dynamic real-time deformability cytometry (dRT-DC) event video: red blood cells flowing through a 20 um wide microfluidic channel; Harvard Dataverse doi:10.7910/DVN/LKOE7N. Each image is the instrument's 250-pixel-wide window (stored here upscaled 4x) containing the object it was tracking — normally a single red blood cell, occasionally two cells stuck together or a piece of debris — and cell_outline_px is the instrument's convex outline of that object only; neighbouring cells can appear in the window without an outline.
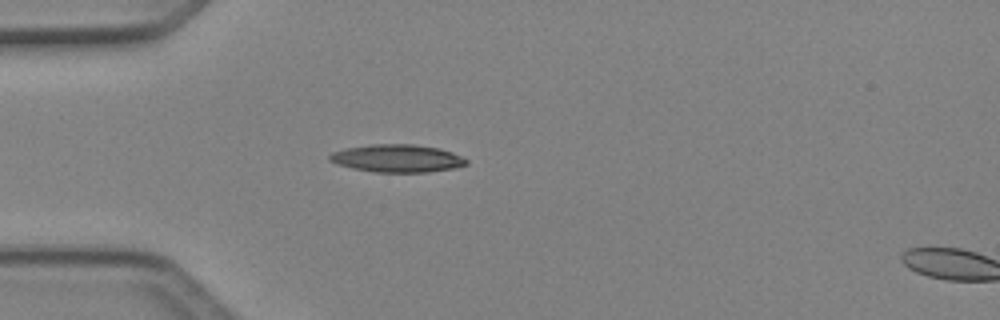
{"species": "Egyptian fruit bat (a non-hibernating species)", "species_latin": "Rousettus aegyptiacus", "temperature_condition": "cold", "stored_images_in_passage": 5, "segment_of_instrument_passage": [1, 2], "camera_frame_rate_fps": 3000, "um_per_image_px": 0.085, "animal": {"sex": "female"}, "frame": {"image": 1, "passage_image": 4, "time_ms": 1.0, "image_size_px": [1000, 320], "cell_outline_px": [[468, 164], [456, 168], [428, 172], [372, 172], [352, 168], [336, 164], [328, 160], [328, 156], [332, 152], [348, 148], [372, 144], [412, 144], [440, 148], [452, 152], [468, 160]], "centroid_in_image_um": [33.77, 13.46], "position_along_channel_um": 51.2, "area_um2": 22.2}}